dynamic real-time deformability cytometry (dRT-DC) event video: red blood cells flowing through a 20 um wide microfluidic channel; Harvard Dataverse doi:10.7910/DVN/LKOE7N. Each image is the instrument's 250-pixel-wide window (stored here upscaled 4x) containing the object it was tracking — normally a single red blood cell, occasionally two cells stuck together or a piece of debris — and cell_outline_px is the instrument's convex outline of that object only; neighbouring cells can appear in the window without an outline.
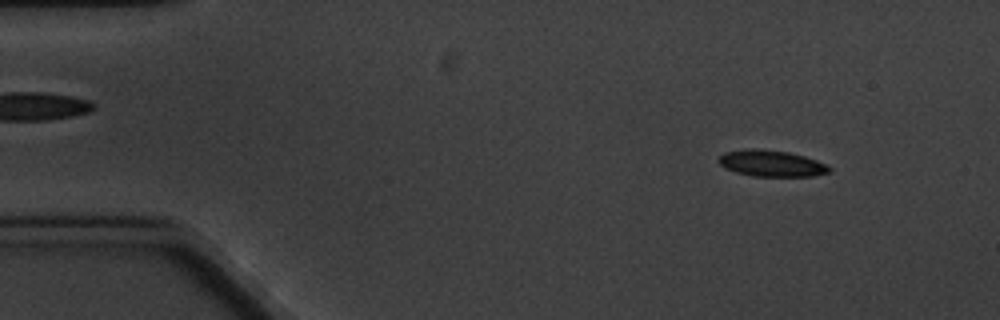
{"species": "common noctule bat (a hibernating species)", "species_latin": "Nyctalus noctula", "temperature_condition": "cold", "stored_images_in_passage": 4, "camera_frame_rate_fps": 3000, "um_per_image_px": 0.085, "animal": {"sex": "male", "body_mass_g": 20.1, "forearm_length_mm": 53.5}, "frame": {"image": 1, "passage_image": 1, "time_ms": 0.0, "image_size_px": [1000, 320], "cell_outline_px": [[832, 168], [828, 172], [812, 176], [752, 176], [736, 172], [724, 168], [716, 160], [724, 152], [752, 148], [756, 148], [788, 152], [804, 156], [816, 160]], "centroid_in_image_um": [65.52, 13.88], "position_along_channel_um": 19.5, "area_um2": 16.88}}